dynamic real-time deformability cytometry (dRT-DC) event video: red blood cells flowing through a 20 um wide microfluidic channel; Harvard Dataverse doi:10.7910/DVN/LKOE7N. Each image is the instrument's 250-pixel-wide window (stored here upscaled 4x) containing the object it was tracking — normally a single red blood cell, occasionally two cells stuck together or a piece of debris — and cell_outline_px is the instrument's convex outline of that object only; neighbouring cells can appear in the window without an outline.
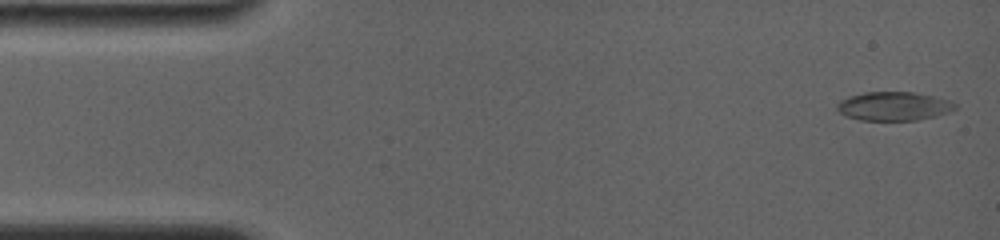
{"species": "common noctule bat (a hibernating species)", "species_latin": "Nyctalus noctula", "temperature_condition": "room temperature", "stored_images_in_passage": 36, "camera_frame_rate_fps": 4000, "um_per_image_px": 0.085, "animal": {"sex": "female", "body_mass_g": 19.0, "forearm_length_mm": 56.7}, "frame": {"image": 1, "passage_image": 1, "time_ms": 0.0, "image_size_px": [1000, 240], "cell_outline_px": [[956, 108], [948, 112], [936, 116], [916, 120], [860, 120], [848, 116], [840, 112], [836, 108], [836, 104], [840, 100], [848, 96], [864, 92], [912, 92], [932, 96], [948, 100], [956, 104]], "centroid_in_image_um": [75.94, 9.02], "position_along_channel_um": 9.1, "area_um2": 19.65}}
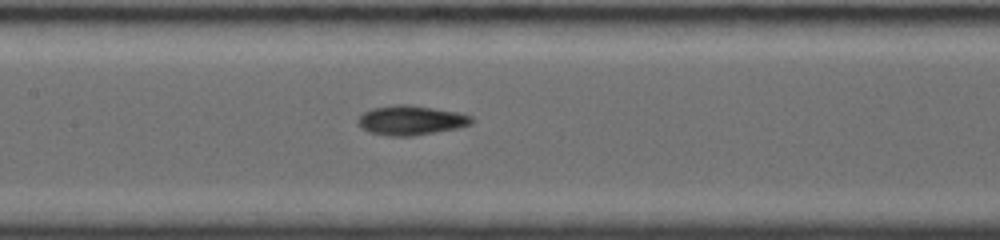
{"frame": {"image": 2, "passage_image": 16, "time_ms": 7.25, "image_size_px": [1000, 240], "cell_outline_px": [[472, 124], [456, 128], [412, 136], [388, 136], [368, 132], [356, 124], [356, 120], [364, 112], [372, 108], [396, 104], [408, 104], [456, 112], [472, 116]], "centroid_in_image_um": [34.87, 10.22], "position_along_channel_um": 172.5, "area_um2": 19.48}}
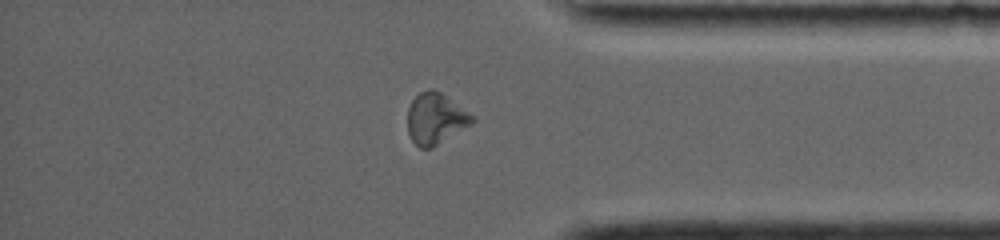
{"frame": {"image": 3, "passage_image": 30, "time_ms": 13.25, "image_size_px": [1000, 240], "cell_outline_px": [[476, 120], [472, 124], [432, 148], [420, 148], [412, 140], [408, 132], [408, 108], [412, 100], [420, 92], [428, 88], [432, 88], [440, 92], [472, 116]], "centroid_in_image_um": [36.99, 10.09], "position_along_channel_um": 398.2, "area_um2": 18.96}}